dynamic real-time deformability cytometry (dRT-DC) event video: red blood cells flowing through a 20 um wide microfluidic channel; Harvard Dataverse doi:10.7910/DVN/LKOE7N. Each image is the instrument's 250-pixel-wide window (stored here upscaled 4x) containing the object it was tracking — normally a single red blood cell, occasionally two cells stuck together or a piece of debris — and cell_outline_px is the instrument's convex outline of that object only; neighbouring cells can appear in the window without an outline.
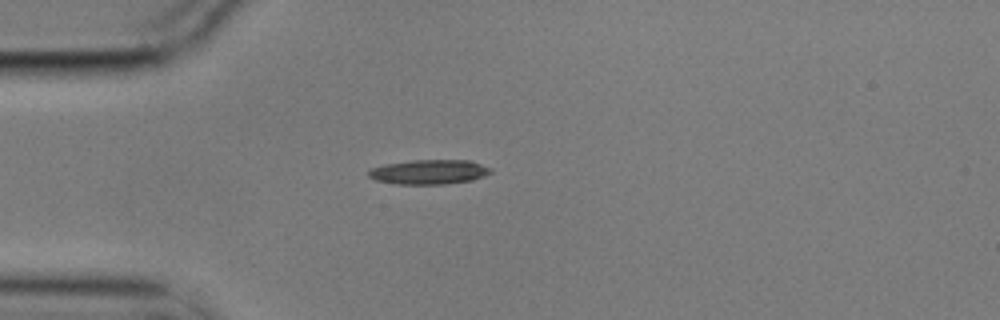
{"species": "common noctule bat (a hibernating species)", "species_latin": "Nyctalus noctula", "temperature_condition": "cold", "stored_images_in_passage": 6, "camera_frame_rate_fps": 3000, "um_per_image_px": 0.085, "animal": {"sex": "male", "body_mass_g": 17.9}, "frame": {"image": 1, "passage_image": 1, "time_ms": 0.0, "image_size_px": [1000, 320], "cell_outline_px": [[492, 172], [484, 176], [472, 180], [444, 184], [396, 184], [376, 180], [368, 176], [368, 172], [372, 168], [384, 164], [412, 160], [472, 160], [492, 168]], "centroid_in_image_um": [36.5, 14.61], "position_along_channel_um": 48.5, "area_um2": 17.57}}
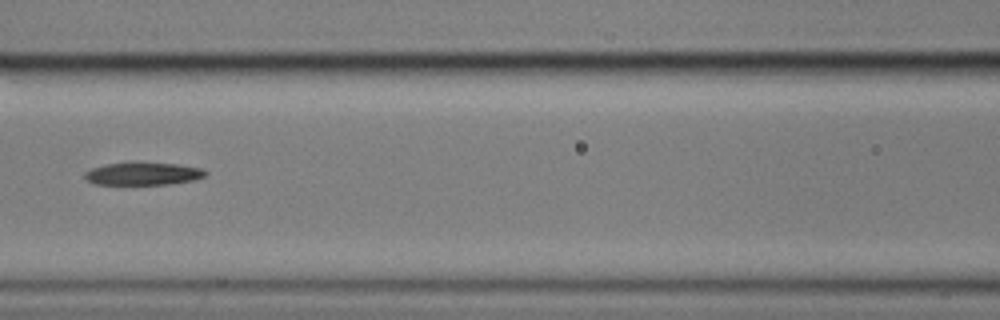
{"frame": {"image": 2, "passage_image": 4, "time_ms": 1.0, "image_size_px": [1000, 320], "cell_outline_px": [[208, 172], [204, 176], [196, 180], [172, 184], [96, 184], [88, 180], [84, 176], [84, 172], [92, 168], [108, 164], [132, 160], [136, 160], [176, 164], [200, 168]], "centroid_in_image_um": [12.17, 14.73], "position_along_channel_um": 154.4, "area_um2": 16.42}}
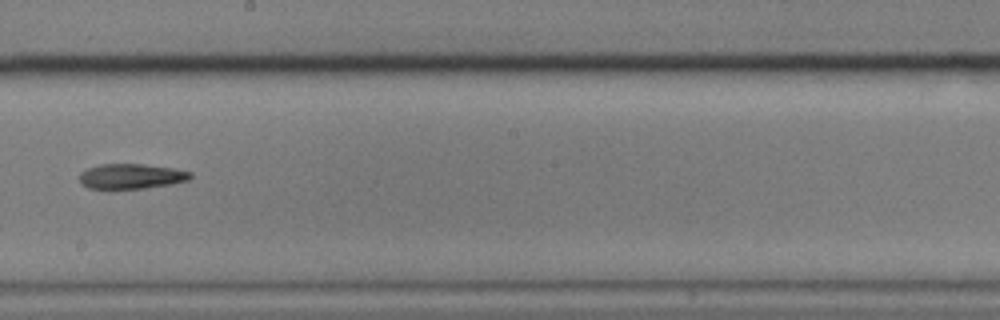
{"frame": {"image": 3, "passage_image": 6, "time_ms": 1.667, "image_size_px": [1000, 320], "cell_outline_px": [[192, 176], [188, 180], [172, 184], [144, 188], [88, 188], [80, 184], [80, 172], [88, 168], [100, 164], [144, 164], [176, 168], [192, 172]], "centroid_in_image_um": [11.18, 14.97], "position_along_channel_um": 237.0, "area_um2": 16.24}}